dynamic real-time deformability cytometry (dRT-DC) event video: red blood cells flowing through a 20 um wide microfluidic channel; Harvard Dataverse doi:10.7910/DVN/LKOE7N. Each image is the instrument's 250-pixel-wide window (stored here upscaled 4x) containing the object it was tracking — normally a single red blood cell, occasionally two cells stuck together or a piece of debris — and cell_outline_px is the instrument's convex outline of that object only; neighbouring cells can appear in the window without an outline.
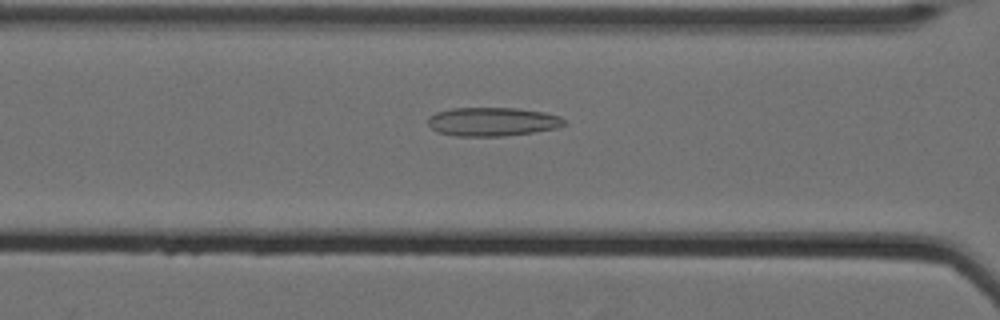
{"species": "Egyptian fruit bat (a non-hibernating species)", "species_latin": "Rousettus aegyptiacus", "temperature_condition": "cold", "stored_images_in_passage": 62, "camera_frame_rate_fps": 3000, "um_per_image_px": 0.085, "animal": {"sex": "female"}, "frame": {"image": 1, "passage_image": 30, "time_ms": 9.667, "image_size_px": [1000, 320], "cell_outline_px": [[564, 124], [556, 128], [536, 132], [504, 136], [456, 136], [440, 132], [432, 128], [428, 124], [428, 116], [436, 112], [452, 108], [516, 108], [544, 112], [560, 116], [564, 120]], "centroid_in_image_um": [41.85, 10.34], "position_along_channel_um": 124.7, "area_um2": 22.77}}
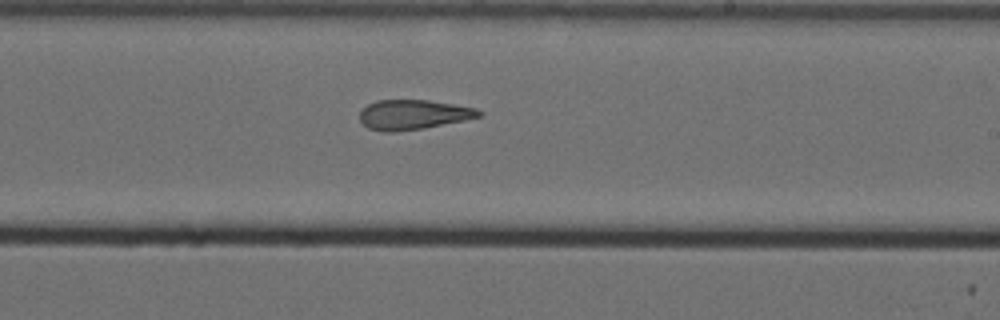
{"frame": {"image": 2, "passage_image": 41, "time_ms": 13.333, "image_size_px": [1000, 320], "cell_outline_px": [[484, 112], [480, 116], [464, 120], [424, 128], [392, 132], [384, 132], [368, 128], [360, 120], [360, 112], [368, 104], [376, 100], [428, 100], [476, 108]], "centroid_in_image_um": [35.11, 9.74], "position_along_channel_um": 253.9, "area_um2": 20.52}}
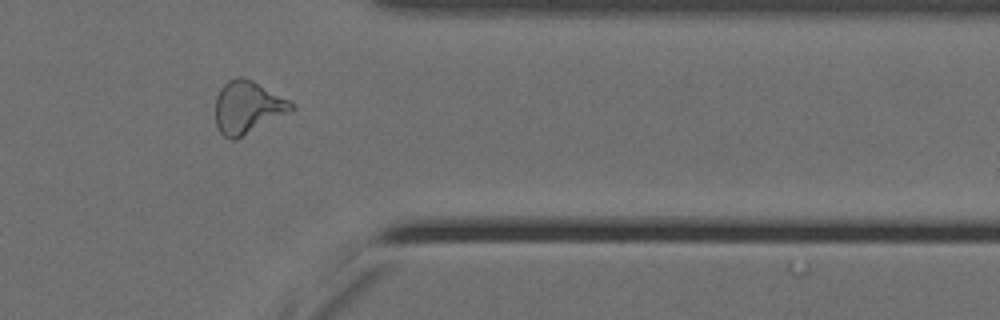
{"frame": {"image": 3, "passage_image": 53, "time_ms": 17.333, "image_size_px": [1000, 320], "cell_outline_px": [[296, 108], [236, 140], [228, 140], [220, 132], [216, 124], [216, 96], [220, 88], [228, 80], [236, 76], [244, 76], [252, 80], [288, 100]], "centroid_in_image_um": [21.0, 9.12], "position_along_channel_um": 390.4, "area_um2": 23.06}, "authors_computed_cell_mechanics": {"area_um2": 24.5939, "velocity_mm_per_s": 3.5144, "shape_relaxation_time_tau1_ms": null, "shape_relaxation_time_tau2_ms": 3.9417, "deformation_change_tau1": null, "deformation_change_tau2": 0.1463}}